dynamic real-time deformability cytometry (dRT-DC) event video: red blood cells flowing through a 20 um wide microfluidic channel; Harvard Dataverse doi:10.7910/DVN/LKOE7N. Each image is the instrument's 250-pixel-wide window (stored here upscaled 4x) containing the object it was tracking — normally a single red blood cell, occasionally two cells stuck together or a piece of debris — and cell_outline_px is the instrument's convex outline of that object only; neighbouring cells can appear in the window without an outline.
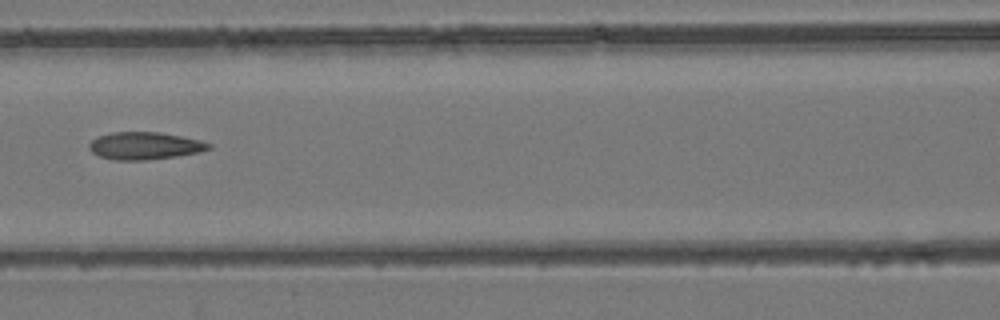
{"species": "common noctule bat (a hibernating species)", "species_latin": "Nyctalus noctula", "temperature_condition": "room temperature", "stored_images_in_passage": 7, "camera_frame_rate_fps": 3000, "um_per_image_px": 0.085, "animal": {"sex": "female", "body_mass_g": 24.6, "forearm_length_mm": 56.2}, "frame": {"image": 1, "passage_image": 7, "time_ms": 7.333, "image_size_px": [1000, 320], "cell_outline_px": [[212, 148], [200, 152], [176, 156], [148, 160], [112, 160], [100, 156], [92, 152], [88, 148], [88, 144], [96, 136], [112, 132], [160, 132], [200, 140], [212, 144]], "centroid_in_image_um": [12.29, 12.39], "position_along_channel_um": 154.3, "area_um2": 19.25}}